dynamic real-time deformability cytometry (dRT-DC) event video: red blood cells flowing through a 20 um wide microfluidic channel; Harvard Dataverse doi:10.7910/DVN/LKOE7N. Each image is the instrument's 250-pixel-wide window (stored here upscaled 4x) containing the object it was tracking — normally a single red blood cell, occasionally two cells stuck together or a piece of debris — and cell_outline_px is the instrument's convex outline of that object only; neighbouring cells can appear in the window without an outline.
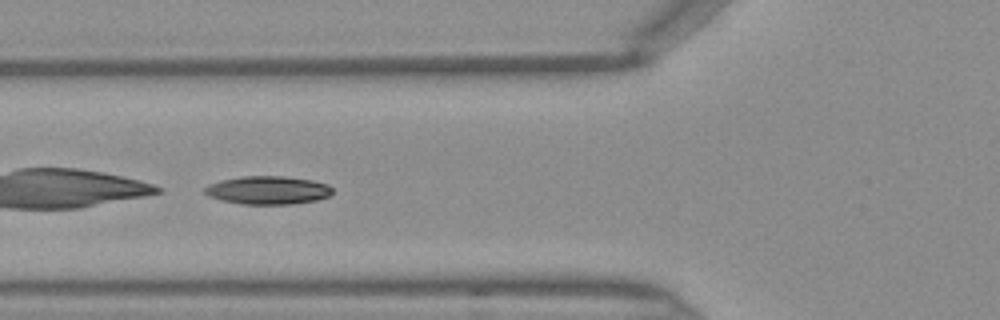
{"species": "Egyptian fruit bat (a non-hibernating species)", "species_latin": "Rousettus aegyptiacus", "temperature_condition": "warm", "stored_images_in_passage": 46, "camera_frame_rate_fps": 3000, "um_per_image_px": 0.085, "frame": {"image": 1, "passage_image": 17, "time_ms": 5.333, "image_size_px": [1000, 320], "cell_outline_px": [[332, 192], [328, 196], [316, 200], [292, 204], [240, 204], [208, 196], [204, 192], [204, 188], [208, 184], [220, 180], [240, 176], [284, 176], [312, 180], [328, 184], [332, 188]], "centroid_in_image_um": [22.75, 16.16], "position_along_channel_um": 103.0, "area_um2": 21.04}}
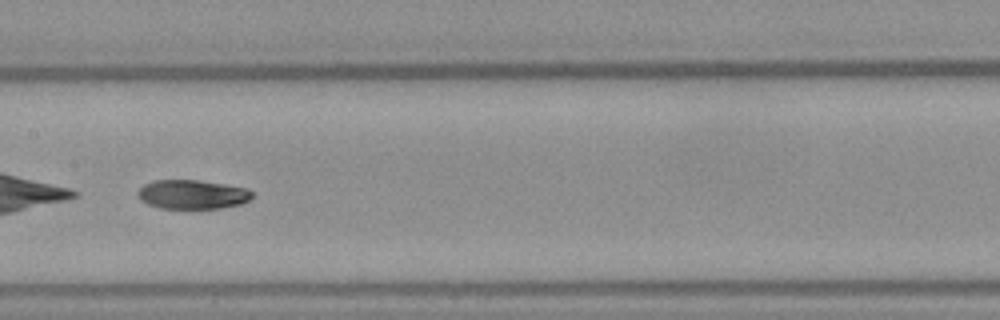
{"frame": {"image": 2, "passage_image": 23, "time_ms": 7.333, "image_size_px": [1000, 320], "cell_outline_px": [[252, 196], [248, 200], [240, 204], [220, 208], [160, 208], [148, 204], [140, 200], [136, 192], [144, 184], [152, 180], [200, 180], [248, 188], [252, 192]], "centroid_in_image_um": [16.32, 16.51], "position_along_channel_um": 191.1, "area_um2": 19.42}}
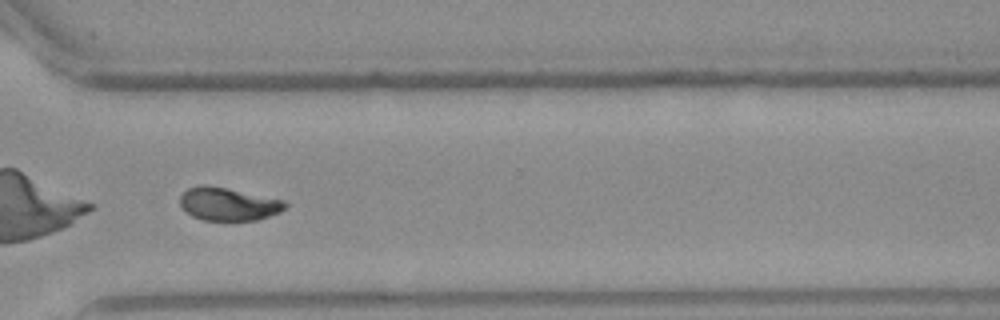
{"frame": {"image": 3, "passage_image": 34, "time_ms": 11.0, "image_size_px": [1000, 320], "cell_outline_px": [[288, 204], [280, 212], [256, 220], [204, 220], [192, 216], [180, 208], [180, 196], [188, 188], [200, 184], [204, 184], [284, 200]], "centroid_in_image_um": [19.36, 17.34], "position_along_channel_um": 351.2, "area_um2": 20.06}}